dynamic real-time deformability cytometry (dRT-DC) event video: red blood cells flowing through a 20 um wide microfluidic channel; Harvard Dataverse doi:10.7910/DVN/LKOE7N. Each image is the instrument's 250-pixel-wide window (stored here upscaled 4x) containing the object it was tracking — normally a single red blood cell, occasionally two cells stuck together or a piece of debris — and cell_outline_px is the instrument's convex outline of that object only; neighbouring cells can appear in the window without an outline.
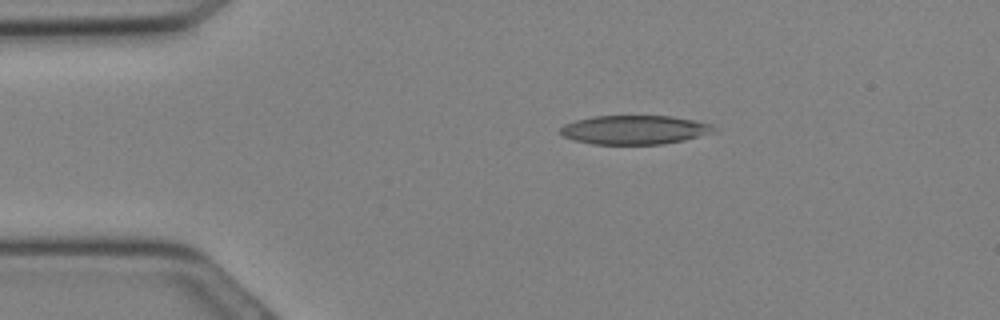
{"species": "Egyptian fruit bat (a non-hibernating species)", "species_latin": "Rousettus aegyptiacus", "temperature_condition": "cold", "stored_images_in_passage": 7, "camera_frame_rate_fps": 3000, "um_per_image_px": 0.085, "animal": {"sex": "female"}, "frame": {"image": 1, "passage_image": 2, "time_ms": 0.333, "image_size_px": [1000, 320], "cell_outline_px": [[716, 132], [684, 140], [664, 144], [592, 144], [576, 140], [564, 136], [560, 132], [560, 128], [564, 124], [576, 120], [592, 116], [672, 116], [712, 124], [716, 128]], "centroid_in_image_um": [53.96, 11.03], "position_along_channel_um": 31.0, "area_um2": 25.89}}
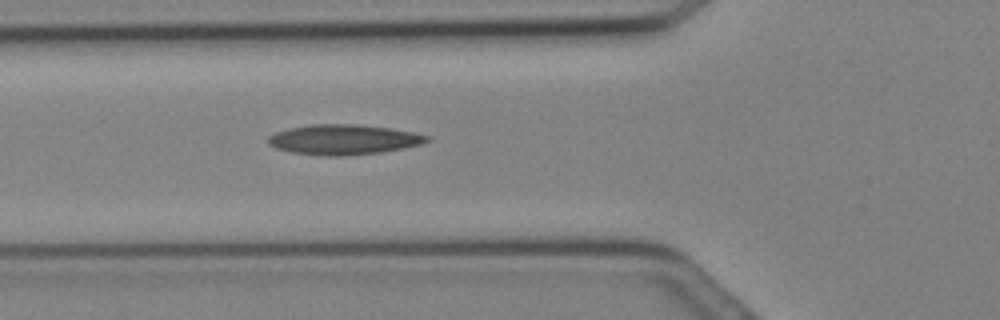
{"frame": {"image": 2, "passage_image": 7, "time_ms": 2.0, "image_size_px": [1000, 320], "cell_outline_px": [[432, 140], [420, 144], [404, 148], [380, 152], [340, 156], [320, 156], [292, 152], [276, 148], [268, 144], [268, 136], [276, 132], [288, 128], [312, 124], [352, 124], [388, 128], [412, 132], [428, 136]], "centroid_in_image_um": [29.17, 11.87], "position_along_channel_um": 96.6, "area_um2": 27.69}}